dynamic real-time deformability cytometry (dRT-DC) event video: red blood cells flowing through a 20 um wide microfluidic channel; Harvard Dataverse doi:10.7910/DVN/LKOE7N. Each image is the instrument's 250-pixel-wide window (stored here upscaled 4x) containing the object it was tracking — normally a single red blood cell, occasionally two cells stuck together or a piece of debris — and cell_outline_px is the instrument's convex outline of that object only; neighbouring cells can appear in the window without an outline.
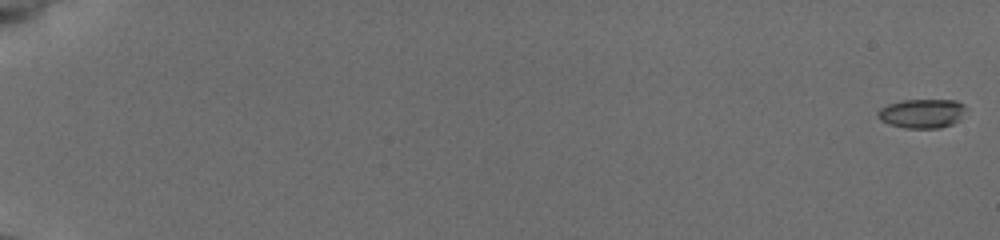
{"species": "common noctule bat (a hibernating species)", "species_latin": "Nyctalus noctula", "temperature_condition": "cold", "stored_images_in_passage": 20, "camera_frame_rate_fps": 3000, "um_per_image_px": 0.085, "animal": {"sex": "female", "body_mass_g": 19.5, "forearm_length_mm": 54.1}, "frame": {"image": 1, "passage_image": 1, "time_ms": 0.0, "image_size_px": [1000, 240], "cell_outline_px": [[968, 108], [952, 124], [940, 128], [904, 128], [888, 124], [880, 120], [876, 116], [876, 112], [880, 108], [888, 104], [900, 100], [956, 100], [964, 104]], "centroid_in_image_um": [78.33, 9.64], "position_along_channel_um": 6.7, "area_um2": 15.09}}
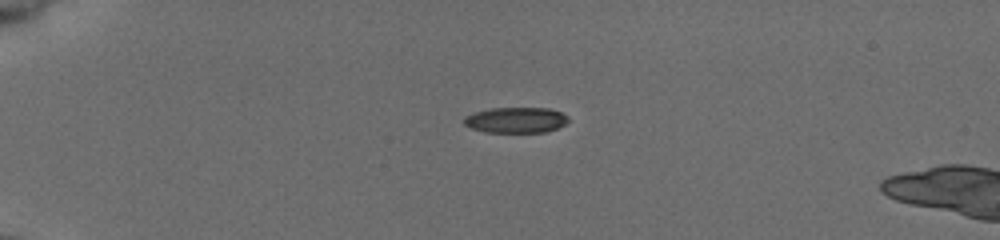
{"frame": {"image": 2, "passage_image": 16, "time_ms": 5.0, "image_size_px": [1000, 240], "cell_outline_px": [[568, 120], [564, 124], [556, 128], [544, 132], [484, 132], [472, 128], [464, 124], [464, 116], [472, 112], [488, 108], [548, 108], [560, 112], [568, 116]], "centroid_in_image_um": [43.8, 10.19], "position_along_channel_um": 41.2, "area_um2": 15.61}}